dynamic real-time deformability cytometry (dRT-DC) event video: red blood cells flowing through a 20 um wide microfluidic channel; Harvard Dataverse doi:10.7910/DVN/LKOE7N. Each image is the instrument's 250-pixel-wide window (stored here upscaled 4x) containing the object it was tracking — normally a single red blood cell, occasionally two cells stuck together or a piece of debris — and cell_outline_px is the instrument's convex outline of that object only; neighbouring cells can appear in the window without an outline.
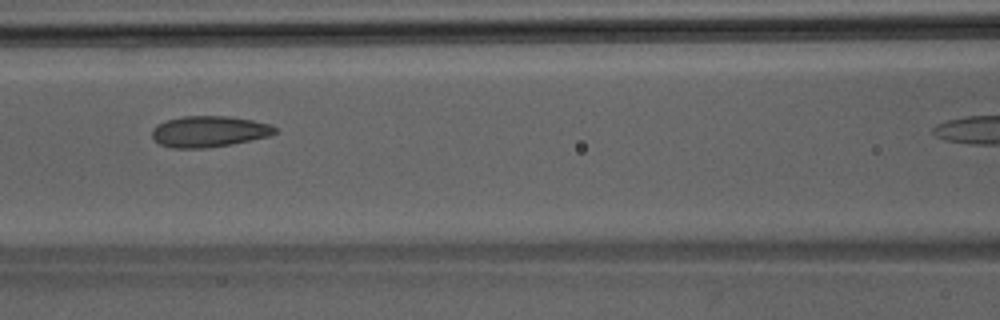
{"species": "Egyptian fruit bat (a non-hibernating species)", "species_latin": "Rousettus aegyptiacus", "temperature_condition": "room temperature", "stored_images_in_passage": 5, "camera_frame_rate_fps": 3000, "um_per_image_px": 0.085, "animal": {"sex": "male"}, "frame": {"image": 1, "passage_image": 4, "time_ms": 1.0, "image_size_px": [1000, 320], "cell_outline_px": [[280, 128], [276, 132], [268, 136], [232, 144], [204, 148], [172, 148], [160, 144], [152, 136], [152, 128], [156, 124], [164, 120], [184, 116], [228, 116], [252, 120], [272, 124]], "centroid_in_image_um": [17.77, 11.16], "position_along_channel_um": 148.8, "area_um2": 22.43}}